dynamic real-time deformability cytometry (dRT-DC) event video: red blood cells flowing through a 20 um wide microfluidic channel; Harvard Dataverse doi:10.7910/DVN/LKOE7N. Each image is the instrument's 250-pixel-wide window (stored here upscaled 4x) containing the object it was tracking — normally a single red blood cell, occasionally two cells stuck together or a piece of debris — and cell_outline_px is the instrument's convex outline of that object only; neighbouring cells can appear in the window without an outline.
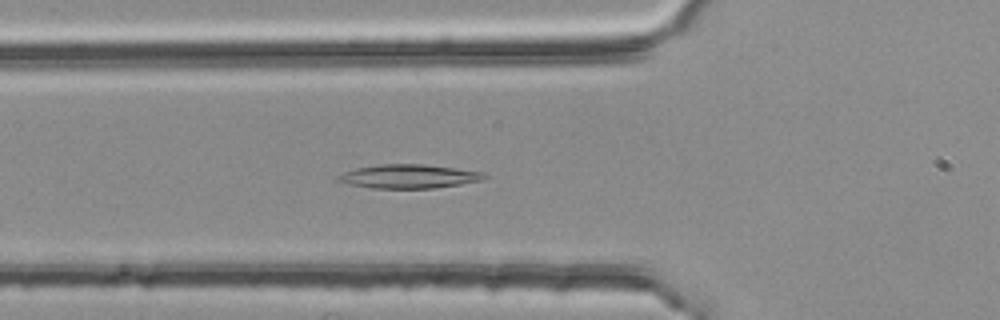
{"species": "common noctule bat (a hibernating species)", "species_latin": "Nyctalus noctula", "temperature_condition": "room temperature", "stored_images_in_passage": 42, "camera_frame_rate_fps": 3000, "um_per_image_px": 0.085, "animal": {"sex": "female", "body_mass_g": 25.1}, "frame": {"image": 1, "passage_image": 11, "time_ms": 3.333, "image_size_px": [1000, 320], "cell_outline_px": [[488, 176], [484, 180], [436, 188], [372, 188], [348, 184], [336, 180], [336, 176], [344, 172], [356, 168], [380, 164], [424, 164], [484, 172]], "centroid_in_image_um": [34.75, 14.99], "position_along_channel_um": 91.0, "area_um2": 20.35}}
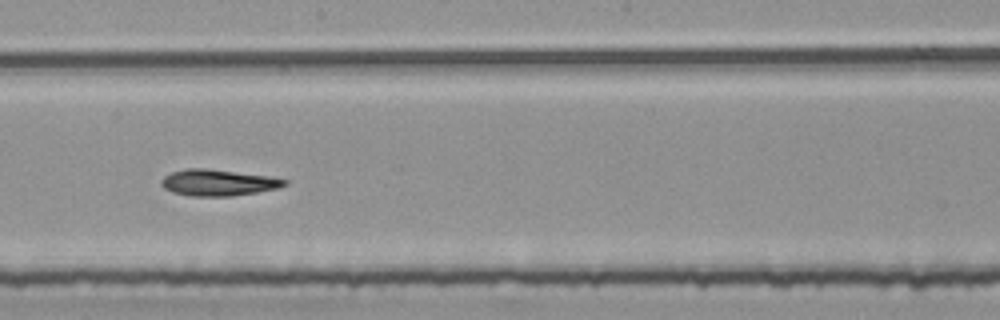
{"frame": {"image": 2, "passage_image": 22, "time_ms": 7.0, "image_size_px": [1000, 320], "cell_outline_px": [[288, 184], [280, 188], [232, 196], [188, 196], [172, 192], [164, 188], [160, 184], [160, 180], [164, 176], [172, 172], [188, 168], [204, 168], [268, 176], [288, 180]], "centroid_in_image_um": [18.52, 15.53], "position_along_channel_um": 229.7, "area_um2": 18.9}}
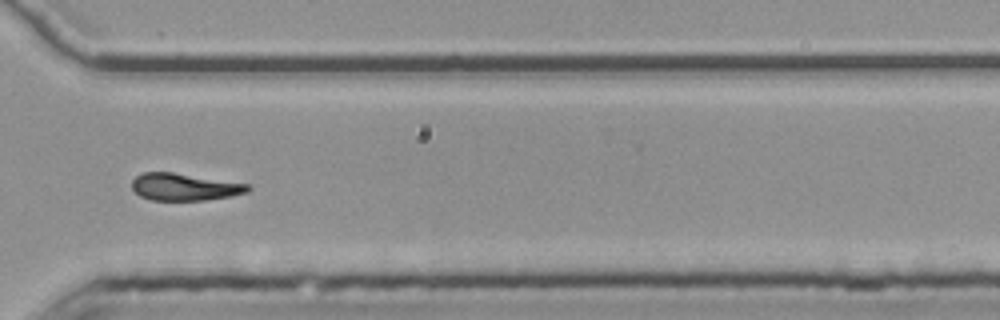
{"frame": {"image": 3, "passage_image": 32, "time_ms": 10.333, "image_size_px": [1000, 320], "cell_outline_px": [[252, 188], [248, 192], [232, 196], [204, 200], [152, 200], [140, 196], [132, 188], [132, 180], [140, 172], [172, 172], [248, 184]], "centroid_in_image_um": [15.67, 15.89], "position_along_channel_um": 354.9, "area_um2": 18.32}}